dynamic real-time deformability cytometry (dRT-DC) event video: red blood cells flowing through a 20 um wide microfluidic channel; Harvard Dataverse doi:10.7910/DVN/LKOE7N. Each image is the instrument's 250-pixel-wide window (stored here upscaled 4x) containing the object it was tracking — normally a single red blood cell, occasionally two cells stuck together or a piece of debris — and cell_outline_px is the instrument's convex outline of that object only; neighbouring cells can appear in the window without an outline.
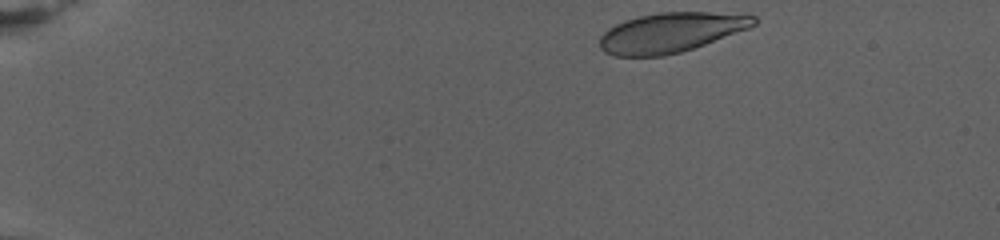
{"species": "human", "species_latin": "Homo sapiens", "temperature_condition": "warm", "stored_images_in_passage": 27, "camera_frame_rate_fps": 3000, "um_per_image_px": 0.085, "donor": {"sex": "female"}, "frame": {"image": 1, "passage_image": 1, "time_ms": 0.0, "image_size_px": [1000, 240], "cell_outline_px": [[756, 24], [748, 28], [704, 44], [680, 52], [664, 56], [612, 56], [604, 52], [600, 48], [600, 36], [608, 28], [624, 20], [640, 16], [660, 12], [748, 12], [756, 16]], "centroid_in_image_um": [57.05, 2.74], "position_along_channel_um": 28.0, "area_um2": 35.95}}
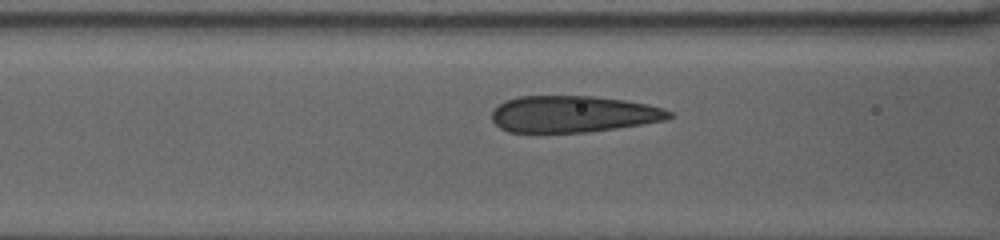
{"frame": {"image": 2, "passage_image": 23, "time_ms": 7.333, "image_size_px": [1000, 240], "cell_outline_px": [[676, 116], [664, 120], [616, 128], [588, 132], [508, 132], [500, 128], [492, 120], [492, 108], [504, 100], [516, 96], [592, 96], [624, 100], [648, 104], [664, 108], [672, 112]], "centroid_in_image_um": [48.69, 9.69], "position_along_channel_um": 117.9, "area_um2": 38.03}}
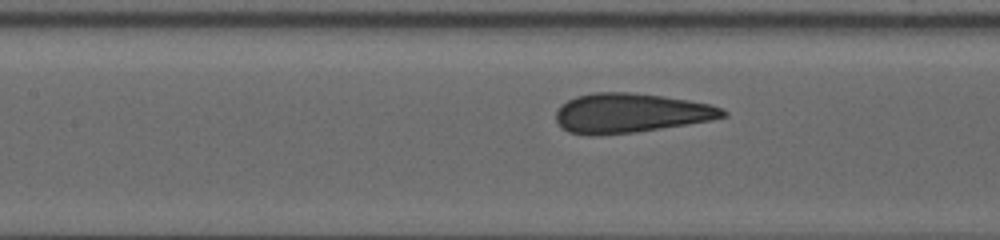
{"frame": {"image": 3, "passage_image": 27, "time_ms": 8.667, "image_size_px": [1000, 240], "cell_outline_px": [[728, 116], [712, 120], [688, 124], [636, 132], [596, 136], [588, 136], [568, 132], [556, 120], [556, 112], [560, 104], [576, 96], [592, 92], [628, 92], [664, 96], [688, 100], [708, 104], [720, 108], [728, 112]], "centroid_in_image_um": [53.57, 9.61], "position_along_channel_um": 153.8, "area_um2": 38.55}}